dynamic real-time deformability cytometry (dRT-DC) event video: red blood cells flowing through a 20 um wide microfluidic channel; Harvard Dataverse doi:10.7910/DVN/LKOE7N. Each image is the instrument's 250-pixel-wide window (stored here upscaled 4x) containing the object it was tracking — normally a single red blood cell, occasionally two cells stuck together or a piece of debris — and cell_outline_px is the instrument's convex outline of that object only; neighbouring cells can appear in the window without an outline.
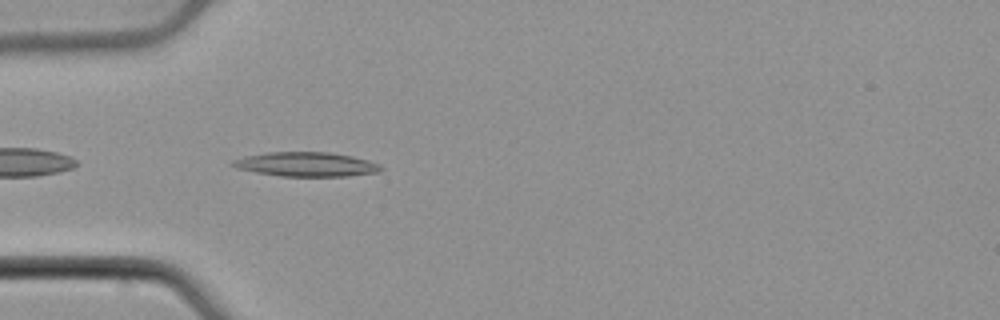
{"species": "common noctule bat (a hibernating species)", "species_latin": "Nyctalus noctula", "temperature_condition": "cold", "stored_images_in_passage": 39, "camera_frame_rate_fps": 3000, "um_per_image_px": 0.085, "animal": {"sex": "male", "body_mass_g": 21.5, "forearm_length_mm": 52.0}, "frame": {"image": 1, "passage_image": 2, "time_ms": 0.333, "image_size_px": [1000, 320], "cell_outline_px": [[384, 168], [380, 172], [348, 176], [280, 176], [256, 172], [236, 168], [228, 164], [232, 160], [244, 156], [268, 152], [328, 152], [352, 156], [368, 160], [380, 164]], "centroid_in_image_um": [26.02, 13.97], "position_along_channel_um": 59.0, "area_um2": 21.15}}
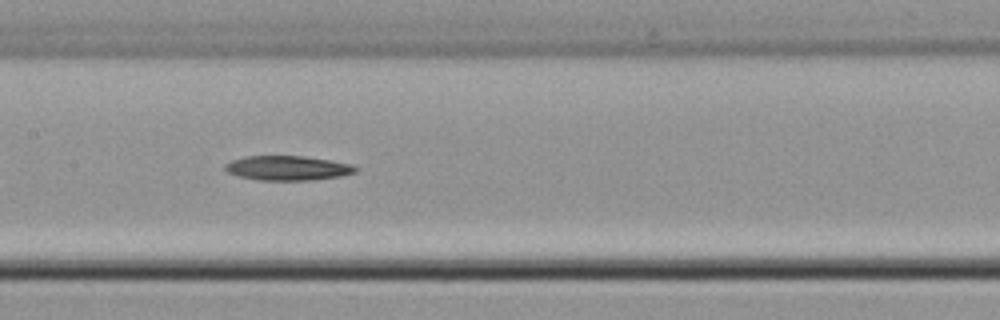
{"frame": {"image": 2, "passage_image": 12, "time_ms": 3.667, "image_size_px": [1000, 320], "cell_outline_px": [[356, 172], [340, 176], [312, 180], [256, 180], [240, 176], [228, 172], [224, 168], [224, 164], [232, 160], [248, 156], [304, 156], [352, 164], [356, 168]], "centroid_in_image_um": [24.43, 14.28], "position_along_channel_um": 183.0, "area_um2": 18.5}}
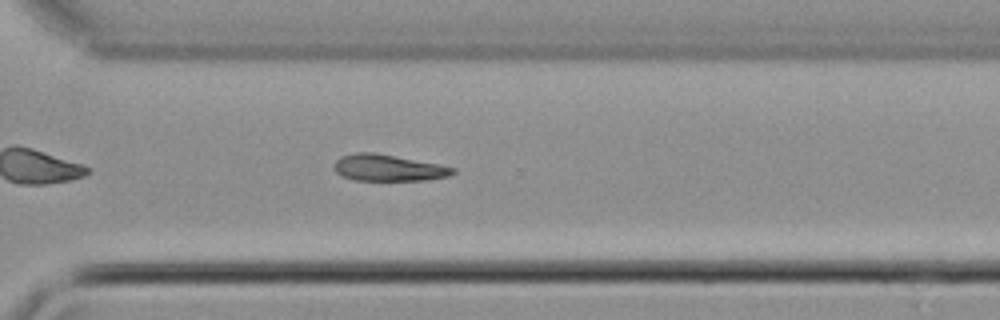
{"frame": {"image": 3, "passage_image": 24, "time_ms": 7.667, "image_size_px": [1000, 320], "cell_outline_px": [[456, 172], [448, 176], [424, 180], [352, 180], [340, 176], [336, 172], [336, 160], [340, 156], [356, 152], [376, 152], [440, 164], [456, 168]], "centroid_in_image_um": [33.01, 14.26], "position_along_channel_um": 337.6, "area_um2": 18.44}}